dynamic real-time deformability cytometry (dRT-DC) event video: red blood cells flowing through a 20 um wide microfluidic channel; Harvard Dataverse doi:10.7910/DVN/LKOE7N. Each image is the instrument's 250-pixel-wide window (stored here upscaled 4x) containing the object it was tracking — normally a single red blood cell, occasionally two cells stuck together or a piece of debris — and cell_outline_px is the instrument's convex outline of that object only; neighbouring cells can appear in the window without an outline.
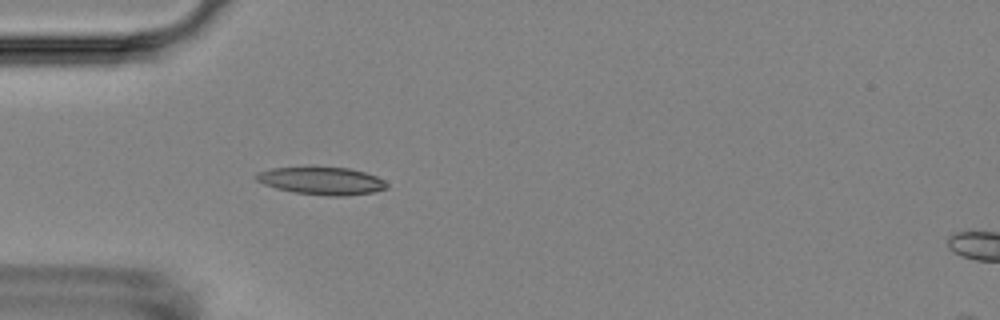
{"species": "Egyptian fruit bat (a non-hibernating species)", "species_latin": "Rousettus aegyptiacus", "temperature_condition": "room temperature", "stored_images_in_passage": 4, "camera_frame_rate_fps": 3000, "um_per_image_px": 0.085, "animal": {"sex": "female"}, "frame": {"image": 1, "passage_image": 4, "time_ms": 3.333, "image_size_px": [1000, 320], "cell_outline_px": [[388, 188], [372, 192], [344, 196], [328, 196], [296, 192], [276, 188], [264, 184], [256, 180], [256, 172], [272, 168], [348, 168], [364, 172], [376, 176], [384, 180], [388, 184]], "centroid_in_image_um": [27.36, 15.38], "position_along_channel_um": 57.6, "area_um2": 20.63}}